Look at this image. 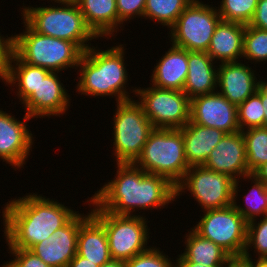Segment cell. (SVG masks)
<instances>
[{"label":"cell","mask_w":267,"mask_h":267,"mask_svg":"<svg viewBox=\"0 0 267 267\" xmlns=\"http://www.w3.org/2000/svg\"><path fill=\"white\" fill-rule=\"evenodd\" d=\"M116 168L115 178L86 201L95 207L91 210L132 216L135 209L156 210L175 200V185L165 177L146 173L133 163H118Z\"/></svg>","instance_id":"cell-1"},{"label":"cell","mask_w":267,"mask_h":267,"mask_svg":"<svg viewBox=\"0 0 267 267\" xmlns=\"http://www.w3.org/2000/svg\"><path fill=\"white\" fill-rule=\"evenodd\" d=\"M8 202L2 216L9 248L30 249L48 239L78 212L35 193Z\"/></svg>","instance_id":"cell-2"},{"label":"cell","mask_w":267,"mask_h":267,"mask_svg":"<svg viewBox=\"0 0 267 267\" xmlns=\"http://www.w3.org/2000/svg\"><path fill=\"white\" fill-rule=\"evenodd\" d=\"M101 50L88 48L80 58L77 91L87 96H113L116 103L132 99L126 85L128 73L124 63V46ZM130 96V97H129Z\"/></svg>","instance_id":"cell-3"},{"label":"cell","mask_w":267,"mask_h":267,"mask_svg":"<svg viewBox=\"0 0 267 267\" xmlns=\"http://www.w3.org/2000/svg\"><path fill=\"white\" fill-rule=\"evenodd\" d=\"M62 7L22 8L23 21L35 32L74 42L83 52L90 48L89 40L98 37L87 26L79 6L72 1H56ZM88 43V44H87Z\"/></svg>","instance_id":"cell-4"},{"label":"cell","mask_w":267,"mask_h":267,"mask_svg":"<svg viewBox=\"0 0 267 267\" xmlns=\"http://www.w3.org/2000/svg\"><path fill=\"white\" fill-rule=\"evenodd\" d=\"M133 164L146 173L165 177L176 186L190 168L184 154L182 128H154Z\"/></svg>","instance_id":"cell-5"},{"label":"cell","mask_w":267,"mask_h":267,"mask_svg":"<svg viewBox=\"0 0 267 267\" xmlns=\"http://www.w3.org/2000/svg\"><path fill=\"white\" fill-rule=\"evenodd\" d=\"M23 23L25 32L14 35V53L23 62L51 72L78 68L84 52L74 42L41 35Z\"/></svg>","instance_id":"cell-6"},{"label":"cell","mask_w":267,"mask_h":267,"mask_svg":"<svg viewBox=\"0 0 267 267\" xmlns=\"http://www.w3.org/2000/svg\"><path fill=\"white\" fill-rule=\"evenodd\" d=\"M113 123L116 164L134 163L154 129L138 100L117 102Z\"/></svg>","instance_id":"cell-7"},{"label":"cell","mask_w":267,"mask_h":267,"mask_svg":"<svg viewBox=\"0 0 267 267\" xmlns=\"http://www.w3.org/2000/svg\"><path fill=\"white\" fill-rule=\"evenodd\" d=\"M104 226L112 259L129 260L149 249V229L143 215H115L104 210H91ZM147 246V247H146Z\"/></svg>","instance_id":"cell-8"},{"label":"cell","mask_w":267,"mask_h":267,"mask_svg":"<svg viewBox=\"0 0 267 267\" xmlns=\"http://www.w3.org/2000/svg\"><path fill=\"white\" fill-rule=\"evenodd\" d=\"M220 21L217 7L193 0L169 29L170 41L187 51L207 52Z\"/></svg>","instance_id":"cell-9"},{"label":"cell","mask_w":267,"mask_h":267,"mask_svg":"<svg viewBox=\"0 0 267 267\" xmlns=\"http://www.w3.org/2000/svg\"><path fill=\"white\" fill-rule=\"evenodd\" d=\"M248 222L233 204L204 211V216L192 228L201 237L221 246L233 258H242L246 246Z\"/></svg>","instance_id":"cell-10"},{"label":"cell","mask_w":267,"mask_h":267,"mask_svg":"<svg viewBox=\"0 0 267 267\" xmlns=\"http://www.w3.org/2000/svg\"><path fill=\"white\" fill-rule=\"evenodd\" d=\"M133 92L154 128L181 129L190 121V98L183 91L152 86Z\"/></svg>","instance_id":"cell-11"},{"label":"cell","mask_w":267,"mask_h":267,"mask_svg":"<svg viewBox=\"0 0 267 267\" xmlns=\"http://www.w3.org/2000/svg\"><path fill=\"white\" fill-rule=\"evenodd\" d=\"M234 183L227 174L193 166L175 186L176 199L187 189L203 211L225 208L233 204Z\"/></svg>","instance_id":"cell-12"},{"label":"cell","mask_w":267,"mask_h":267,"mask_svg":"<svg viewBox=\"0 0 267 267\" xmlns=\"http://www.w3.org/2000/svg\"><path fill=\"white\" fill-rule=\"evenodd\" d=\"M190 122L225 133L240 131L237 106L217 91L190 99Z\"/></svg>","instance_id":"cell-13"},{"label":"cell","mask_w":267,"mask_h":267,"mask_svg":"<svg viewBox=\"0 0 267 267\" xmlns=\"http://www.w3.org/2000/svg\"><path fill=\"white\" fill-rule=\"evenodd\" d=\"M91 215L76 213L64 226L57 229L29 250L51 267H67L77 254V237L80 225Z\"/></svg>","instance_id":"cell-14"},{"label":"cell","mask_w":267,"mask_h":267,"mask_svg":"<svg viewBox=\"0 0 267 267\" xmlns=\"http://www.w3.org/2000/svg\"><path fill=\"white\" fill-rule=\"evenodd\" d=\"M23 119L25 122L0 109V158L17 170L24 167L34 142L25 124L31 117L25 113Z\"/></svg>","instance_id":"cell-15"},{"label":"cell","mask_w":267,"mask_h":267,"mask_svg":"<svg viewBox=\"0 0 267 267\" xmlns=\"http://www.w3.org/2000/svg\"><path fill=\"white\" fill-rule=\"evenodd\" d=\"M59 72H50L44 79H41L37 88L22 103L26 114L31 118H48L65 114L70 106L69 94L66 92L63 83L57 76Z\"/></svg>","instance_id":"cell-16"},{"label":"cell","mask_w":267,"mask_h":267,"mask_svg":"<svg viewBox=\"0 0 267 267\" xmlns=\"http://www.w3.org/2000/svg\"><path fill=\"white\" fill-rule=\"evenodd\" d=\"M203 166L209 170L227 174L235 181L249 175L242 132L226 133L212 150Z\"/></svg>","instance_id":"cell-17"},{"label":"cell","mask_w":267,"mask_h":267,"mask_svg":"<svg viewBox=\"0 0 267 267\" xmlns=\"http://www.w3.org/2000/svg\"><path fill=\"white\" fill-rule=\"evenodd\" d=\"M251 69L249 64L246 66L241 61L221 63L217 69V86L220 88L217 92L238 107L261 86L260 79L257 80Z\"/></svg>","instance_id":"cell-18"},{"label":"cell","mask_w":267,"mask_h":267,"mask_svg":"<svg viewBox=\"0 0 267 267\" xmlns=\"http://www.w3.org/2000/svg\"><path fill=\"white\" fill-rule=\"evenodd\" d=\"M156 64L151 75V85L160 89L183 91L188 73V51L171 45Z\"/></svg>","instance_id":"cell-19"},{"label":"cell","mask_w":267,"mask_h":267,"mask_svg":"<svg viewBox=\"0 0 267 267\" xmlns=\"http://www.w3.org/2000/svg\"><path fill=\"white\" fill-rule=\"evenodd\" d=\"M213 62L207 52L188 51V73L183 92L190 99L216 92L218 66Z\"/></svg>","instance_id":"cell-20"},{"label":"cell","mask_w":267,"mask_h":267,"mask_svg":"<svg viewBox=\"0 0 267 267\" xmlns=\"http://www.w3.org/2000/svg\"><path fill=\"white\" fill-rule=\"evenodd\" d=\"M184 154L189 167L203 166L206 159L225 136V132L216 128L200 126L188 122L182 127Z\"/></svg>","instance_id":"cell-21"},{"label":"cell","mask_w":267,"mask_h":267,"mask_svg":"<svg viewBox=\"0 0 267 267\" xmlns=\"http://www.w3.org/2000/svg\"><path fill=\"white\" fill-rule=\"evenodd\" d=\"M244 24L220 21L212 35L208 55L221 63L237 62L243 55ZM240 57V58H239Z\"/></svg>","instance_id":"cell-22"},{"label":"cell","mask_w":267,"mask_h":267,"mask_svg":"<svg viewBox=\"0 0 267 267\" xmlns=\"http://www.w3.org/2000/svg\"><path fill=\"white\" fill-rule=\"evenodd\" d=\"M77 254L98 267L112 259L105 228L92 214L78 230Z\"/></svg>","instance_id":"cell-23"},{"label":"cell","mask_w":267,"mask_h":267,"mask_svg":"<svg viewBox=\"0 0 267 267\" xmlns=\"http://www.w3.org/2000/svg\"><path fill=\"white\" fill-rule=\"evenodd\" d=\"M87 26L99 38L117 33L118 12L116 0H75Z\"/></svg>","instance_id":"cell-24"},{"label":"cell","mask_w":267,"mask_h":267,"mask_svg":"<svg viewBox=\"0 0 267 267\" xmlns=\"http://www.w3.org/2000/svg\"><path fill=\"white\" fill-rule=\"evenodd\" d=\"M185 239V251L176 258V263H197L209 267H223L233 257L221 246L201 237L193 229Z\"/></svg>","instance_id":"cell-25"},{"label":"cell","mask_w":267,"mask_h":267,"mask_svg":"<svg viewBox=\"0 0 267 267\" xmlns=\"http://www.w3.org/2000/svg\"><path fill=\"white\" fill-rule=\"evenodd\" d=\"M50 72L48 69L23 62L14 53L8 70L1 80L9 86L16 84V89L18 87L16 96L23 103L37 88L41 79H44Z\"/></svg>","instance_id":"cell-26"},{"label":"cell","mask_w":267,"mask_h":267,"mask_svg":"<svg viewBox=\"0 0 267 267\" xmlns=\"http://www.w3.org/2000/svg\"><path fill=\"white\" fill-rule=\"evenodd\" d=\"M245 180H251L253 184L252 188L245 194V203L246 208L242 207L241 204L238 205L236 202L237 194L239 191V180L235 181L233 188V206L234 208L245 218L247 222L258 219L259 217L267 216V185L258 180L252 174H249L243 177ZM253 181V182H252ZM261 215V216H260Z\"/></svg>","instance_id":"cell-27"},{"label":"cell","mask_w":267,"mask_h":267,"mask_svg":"<svg viewBox=\"0 0 267 267\" xmlns=\"http://www.w3.org/2000/svg\"><path fill=\"white\" fill-rule=\"evenodd\" d=\"M193 0H146L145 19H153L157 23L171 28L184 9Z\"/></svg>","instance_id":"cell-28"},{"label":"cell","mask_w":267,"mask_h":267,"mask_svg":"<svg viewBox=\"0 0 267 267\" xmlns=\"http://www.w3.org/2000/svg\"><path fill=\"white\" fill-rule=\"evenodd\" d=\"M241 132L245 141L247 170L252 174L267 162V128L252 127Z\"/></svg>","instance_id":"cell-29"},{"label":"cell","mask_w":267,"mask_h":267,"mask_svg":"<svg viewBox=\"0 0 267 267\" xmlns=\"http://www.w3.org/2000/svg\"><path fill=\"white\" fill-rule=\"evenodd\" d=\"M217 11L222 21L248 25L252 20L258 0H222Z\"/></svg>","instance_id":"cell-30"},{"label":"cell","mask_w":267,"mask_h":267,"mask_svg":"<svg viewBox=\"0 0 267 267\" xmlns=\"http://www.w3.org/2000/svg\"><path fill=\"white\" fill-rule=\"evenodd\" d=\"M266 110L262 96L256 92L237 107L240 131L252 127H263Z\"/></svg>","instance_id":"cell-31"},{"label":"cell","mask_w":267,"mask_h":267,"mask_svg":"<svg viewBox=\"0 0 267 267\" xmlns=\"http://www.w3.org/2000/svg\"><path fill=\"white\" fill-rule=\"evenodd\" d=\"M258 62L267 61V31L246 25L243 36L242 58Z\"/></svg>","instance_id":"cell-32"},{"label":"cell","mask_w":267,"mask_h":267,"mask_svg":"<svg viewBox=\"0 0 267 267\" xmlns=\"http://www.w3.org/2000/svg\"><path fill=\"white\" fill-rule=\"evenodd\" d=\"M257 223V219L248 222L247 239L244 253H249L248 249H252L258 255L256 258H267V216L261 217Z\"/></svg>","instance_id":"cell-33"},{"label":"cell","mask_w":267,"mask_h":267,"mask_svg":"<svg viewBox=\"0 0 267 267\" xmlns=\"http://www.w3.org/2000/svg\"><path fill=\"white\" fill-rule=\"evenodd\" d=\"M170 259L158 248L151 247L132 259L126 260L125 267H176V263Z\"/></svg>","instance_id":"cell-34"},{"label":"cell","mask_w":267,"mask_h":267,"mask_svg":"<svg viewBox=\"0 0 267 267\" xmlns=\"http://www.w3.org/2000/svg\"><path fill=\"white\" fill-rule=\"evenodd\" d=\"M145 4L146 0H116L118 26L121 28L125 21H129L136 16L142 18L144 16Z\"/></svg>","instance_id":"cell-35"},{"label":"cell","mask_w":267,"mask_h":267,"mask_svg":"<svg viewBox=\"0 0 267 267\" xmlns=\"http://www.w3.org/2000/svg\"><path fill=\"white\" fill-rule=\"evenodd\" d=\"M15 258L2 267H51L29 249L9 248Z\"/></svg>","instance_id":"cell-36"},{"label":"cell","mask_w":267,"mask_h":267,"mask_svg":"<svg viewBox=\"0 0 267 267\" xmlns=\"http://www.w3.org/2000/svg\"><path fill=\"white\" fill-rule=\"evenodd\" d=\"M14 54V36L5 38L0 34V78H2L9 67Z\"/></svg>","instance_id":"cell-37"},{"label":"cell","mask_w":267,"mask_h":267,"mask_svg":"<svg viewBox=\"0 0 267 267\" xmlns=\"http://www.w3.org/2000/svg\"><path fill=\"white\" fill-rule=\"evenodd\" d=\"M248 25L267 31V0H258L254 16Z\"/></svg>","instance_id":"cell-38"},{"label":"cell","mask_w":267,"mask_h":267,"mask_svg":"<svg viewBox=\"0 0 267 267\" xmlns=\"http://www.w3.org/2000/svg\"><path fill=\"white\" fill-rule=\"evenodd\" d=\"M67 267H98L96 264L79 256L78 254L69 262Z\"/></svg>","instance_id":"cell-39"},{"label":"cell","mask_w":267,"mask_h":267,"mask_svg":"<svg viewBox=\"0 0 267 267\" xmlns=\"http://www.w3.org/2000/svg\"><path fill=\"white\" fill-rule=\"evenodd\" d=\"M242 258L248 263L249 267H267V258H256L255 262L251 254L243 253Z\"/></svg>","instance_id":"cell-40"},{"label":"cell","mask_w":267,"mask_h":267,"mask_svg":"<svg viewBox=\"0 0 267 267\" xmlns=\"http://www.w3.org/2000/svg\"><path fill=\"white\" fill-rule=\"evenodd\" d=\"M252 175L267 185V162L260 165Z\"/></svg>","instance_id":"cell-41"},{"label":"cell","mask_w":267,"mask_h":267,"mask_svg":"<svg viewBox=\"0 0 267 267\" xmlns=\"http://www.w3.org/2000/svg\"><path fill=\"white\" fill-rule=\"evenodd\" d=\"M223 267H249L248 263L243 258H232Z\"/></svg>","instance_id":"cell-42"},{"label":"cell","mask_w":267,"mask_h":267,"mask_svg":"<svg viewBox=\"0 0 267 267\" xmlns=\"http://www.w3.org/2000/svg\"><path fill=\"white\" fill-rule=\"evenodd\" d=\"M257 92L262 96L263 99V107L266 110L263 127L267 128V91L260 86Z\"/></svg>","instance_id":"cell-43"},{"label":"cell","mask_w":267,"mask_h":267,"mask_svg":"<svg viewBox=\"0 0 267 267\" xmlns=\"http://www.w3.org/2000/svg\"><path fill=\"white\" fill-rule=\"evenodd\" d=\"M100 267H125V261L111 259L108 262H105L104 264H102Z\"/></svg>","instance_id":"cell-44"},{"label":"cell","mask_w":267,"mask_h":267,"mask_svg":"<svg viewBox=\"0 0 267 267\" xmlns=\"http://www.w3.org/2000/svg\"><path fill=\"white\" fill-rule=\"evenodd\" d=\"M176 267H209V266L197 263H176Z\"/></svg>","instance_id":"cell-45"},{"label":"cell","mask_w":267,"mask_h":267,"mask_svg":"<svg viewBox=\"0 0 267 267\" xmlns=\"http://www.w3.org/2000/svg\"><path fill=\"white\" fill-rule=\"evenodd\" d=\"M261 86L267 91V81H262L261 79Z\"/></svg>","instance_id":"cell-46"},{"label":"cell","mask_w":267,"mask_h":267,"mask_svg":"<svg viewBox=\"0 0 267 267\" xmlns=\"http://www.w3.org/2000/svg\"><path fill=\"white\" fill-rule=\"evenodd\" d=\"M52 1L56 2V1H72V0H51V2Z\"/></svg>","instance_id":"cell-47"}]
</instances>
